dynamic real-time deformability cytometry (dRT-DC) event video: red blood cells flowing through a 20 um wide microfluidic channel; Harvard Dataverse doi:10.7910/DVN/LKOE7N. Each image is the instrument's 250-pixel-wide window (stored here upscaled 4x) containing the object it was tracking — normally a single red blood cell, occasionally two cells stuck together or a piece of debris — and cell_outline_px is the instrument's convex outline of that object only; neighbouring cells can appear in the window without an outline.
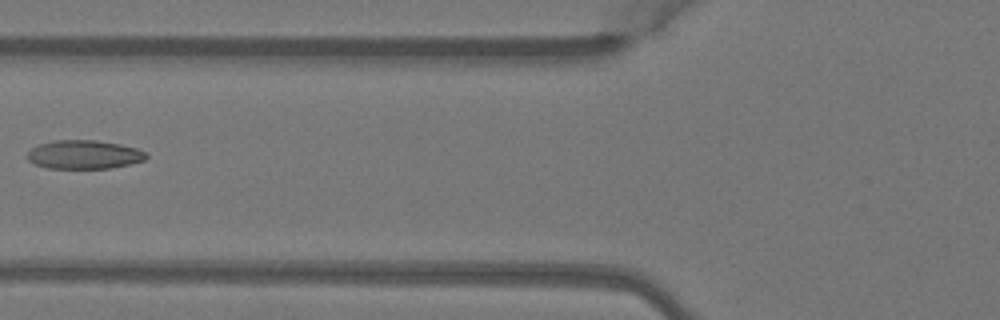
{"species": "Egyptian fruit bat (a non-hibernating species)", "species_latin": "Rousettus aegyptiacus", "temperature_condition": "warm", "stored_images_in_passage": 6, "camera_frame_rate_fps": 3000, "um_per_image_px": 0.085, "animal": {"sex": "female"}, "frame": {"image": 1, "passage_image": 5, "time_ms": 1.333, "image_size_px": [1000, 320], "cell_outline_px": [[148, 156], [144, 160], [112, 168], [48, 168], [32, 164], [28, 160], [28, 152], [32, 148], [40, 144], [56, 140], [96, 140], [120, 144], [136, 148], [144, 152]], "centroid_in_image_um": [7.13, 13.14], "position_along_channel_um": 118.7, "area_um2": 19.77}}
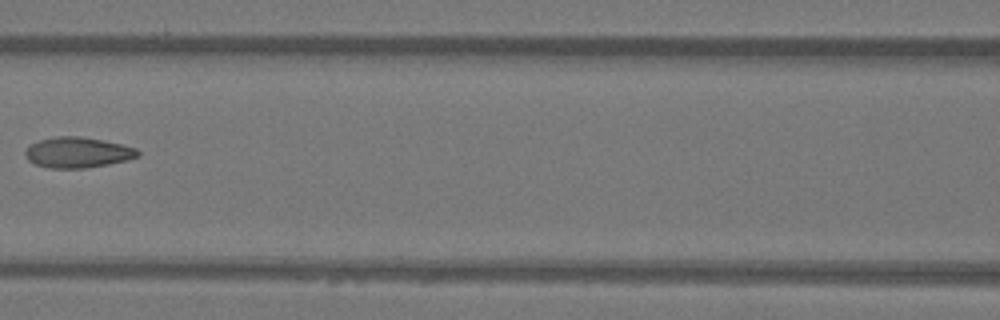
{"frame": {"image": 2, "passage_image": 6, "time_ms": 1.667, "image_size_px": [1000, 320], "cell_outline_px": [[140, 156], [128, 160], [108, 164], [84, 168], [48, 168], [36, 164], [28, 160], [24, 152], [32, 144], [40, 140], [56, 136], [76, 136], [104, 140], [136, 148], [140, 152]], "centroid_in_image_um": [6.63, 12.96], "position_along_channel_um": 160.0, "area_um2": 19.94}}